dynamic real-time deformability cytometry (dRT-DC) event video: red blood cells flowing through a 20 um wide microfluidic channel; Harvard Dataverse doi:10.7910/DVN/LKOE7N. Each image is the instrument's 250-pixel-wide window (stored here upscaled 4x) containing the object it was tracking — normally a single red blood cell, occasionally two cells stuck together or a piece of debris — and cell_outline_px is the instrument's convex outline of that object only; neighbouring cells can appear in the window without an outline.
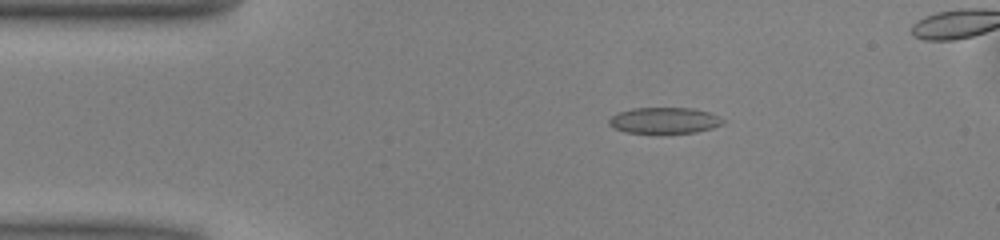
{"species": "common noctule bat (a hibernating species)", "species_latin": "Nyctalus noctula", "temperature_condition": "warm", "stored_images_in_passage": 46, "camera_frame_rate_fps": 3000, "um_per_image_px": 0.085, "animal": {"sex": "male", "body_mass_g": 13.0, "forearm_length_mm": 53.1}, "frame": {"image": 1, "passage_image": 8, "time_ms": 2.333, "image_size_px": [1000, 240], "cell_outline_px": [[724, 124], [712, 128], [696, 132], [660, 136], [656, 136], [624, 132], [608, 124], [608, 120], [612, 116], [620, 112], [632, 108], [692, 108], [712, 112], [720, 116], [724, 120]], "centroid_in_image_um": [56.5, 10.29], "position_along_channel_um": 28.5, "area_um2": 18.26}}
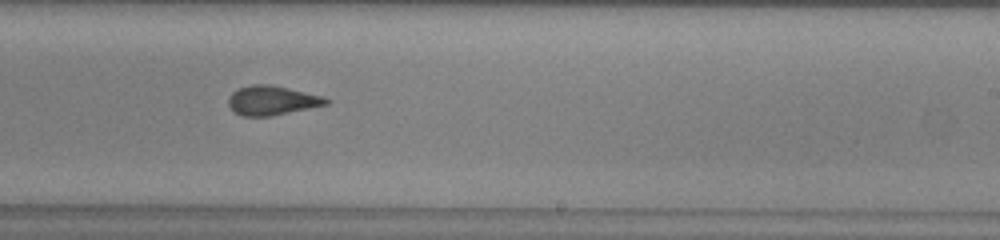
{"frame": {"image": 2, "passage_image": 29, "time_ms": 9.333, "image_size_px": [1000, 240], "cell_outline_px": [[332, 100], [328, 104], [272, 116], [240, 116], [232, 112], [228, 104], [228, 96], [236, 88], [252, 84], [268, 84], [288, 88], [324, 96]], "centroid_in_image_um": [23.09, 8.54], "position_along_channel_um": 265.9, "area_um2": 16.99}}
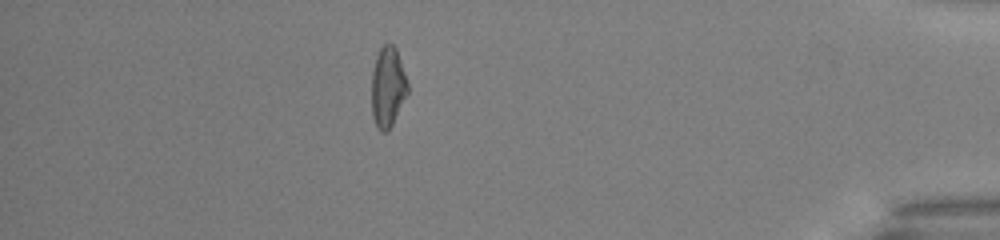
{"frame": {"image": 3, "passage_image": 43, "time_ms": 14.0, "image_size_px": [1000, 240], "cell_outline_px": [[408, 92], [388, 132], [380, 132], [372, 116], [372, 72], [376, 56], [380, 48], [384, 44], [392, 44], [396, 48], [408, 84]], "centroid_in_image_um": [32.95, 7.4], "position_along_channel_um": 402.2, "area_um2": 16.7}, "authors_computed_cell_mechanics": {"area_um2": 17.1955, "velocity_mm_per_s": 4.0492, "shape_relaxation_time_tau1_ms": 9.1203, "shape_relaxation_time_tau2_ms": 1.616, "deformation_change_tau1": 0.1885, "deformation_change_tau2": 0.0828}}